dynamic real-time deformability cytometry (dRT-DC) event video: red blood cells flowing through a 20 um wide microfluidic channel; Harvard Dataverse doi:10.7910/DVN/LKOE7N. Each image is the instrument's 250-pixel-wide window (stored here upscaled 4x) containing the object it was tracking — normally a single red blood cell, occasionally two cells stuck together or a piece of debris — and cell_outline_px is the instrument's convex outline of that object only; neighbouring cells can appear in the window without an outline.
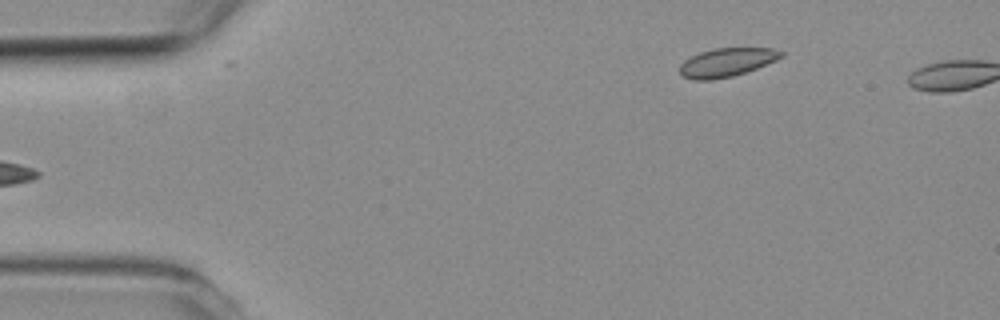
{"species": "common noctule bat (a hibernating species)", "species_latin": "Nyctalus noctula", "temperature_condition": "room temperature", "stored_images_in_passage": 2, "camera_frame_rate_fps": 3000, "um_per_image_px": 0.085, "animal": {"sex": "female", "body_mass_g": 19.3, "forearm_length_mm": 54.1}, "frame": {"image": 1, "passage_image": 1, "time_ms": 0.0, "image_size_px": [1000, 320], "cell_outline_px": [[784, 56], [776, 60], [756, 68], [732, 76], [712, 80], [696, 80], [684, 76], [680, 72], [680, 64], [684, 60], [700, 52], [716, 48], [772, 48], [784, 52]], "centroid_in_image_um": [61.78, 5.29], "position_along_channel_um": 23.2, "area_um2": 16.7}}